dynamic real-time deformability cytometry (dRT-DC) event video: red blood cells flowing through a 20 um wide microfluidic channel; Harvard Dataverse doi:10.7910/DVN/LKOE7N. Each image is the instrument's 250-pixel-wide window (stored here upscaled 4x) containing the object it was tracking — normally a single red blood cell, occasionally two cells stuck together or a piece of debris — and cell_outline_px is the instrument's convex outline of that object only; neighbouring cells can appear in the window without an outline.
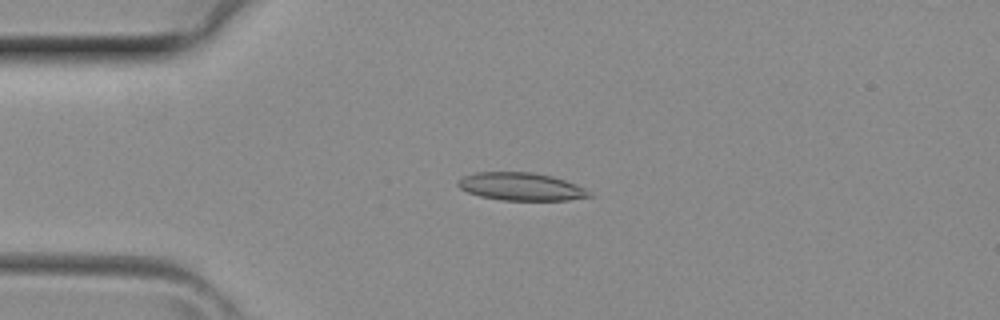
{"species": "common noctule bat (a hibernating species)", "species_latin": "Nyctalus noctula", "temperature_condition": "room temperature", "stored_images_in_passage": 2, "camera_frame_rate_fps": 3000, "um_per_image_px": 0.085, "animal": {"sex": "female", "body_mass_g": 29.2, "forearm_length_mm": 56.3}, "frame": {"image": 1, "passage_image": 2, "time_ms": 0.333, "image_size_px": [1000, 320], "cell_outline_px": [[592, 196], [568, 200], [500, 200], [480, 196], [468, 192], [460, 188], [456, 184], [464, 176], [476, 172], [532, 172], [552, 176], [564, 180], [584, 188], [592, 192]], "centroid_in_image_um": [44.29, 15.86], "position_along_channel_um": 40.7, "area_um2": 21.15}}